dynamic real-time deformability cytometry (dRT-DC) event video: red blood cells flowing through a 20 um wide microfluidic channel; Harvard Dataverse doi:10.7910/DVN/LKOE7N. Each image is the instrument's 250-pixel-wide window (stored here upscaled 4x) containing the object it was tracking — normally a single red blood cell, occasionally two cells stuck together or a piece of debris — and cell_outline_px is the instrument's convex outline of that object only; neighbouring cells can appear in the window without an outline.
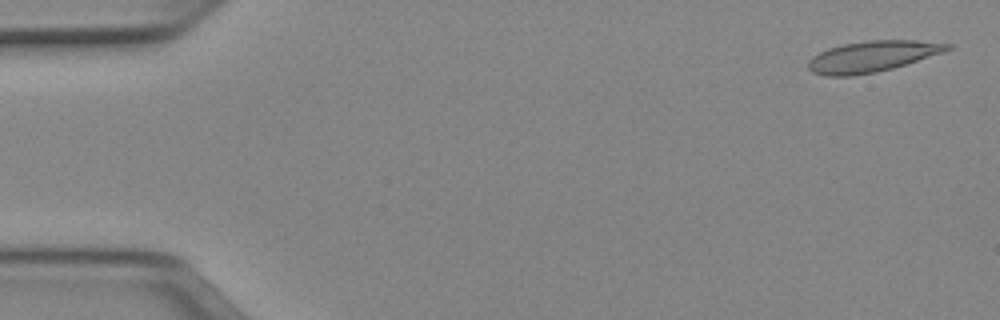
{"species": "Egyptian fruit bat (a non-hibernating species)", "species_latin": "Rousettus aegyptiacus", "temperature_condition": "cold", "stored_images_in_passage": 51, "camera_frame_rate_fps": 3000, "um_per_image_px": 0.085, "animal": {"sex": "female"}, "frame": {"image": 1, "passage_image": 2, "time_ms": 0.333, "image_size_px": [1000, 320], "cell_outline_px": [[952, 48], [944, 52], [892, 68], [876, 72], [852, 76], [824, 76], [812, 72], [808, 68], [808, 60], [812, 56], [828, 48], [844, 44], [868, 40], [916, 40], [952, 44]], "centroid_in_image_um": [74.11, 4.8], "position_along_channel_um": 10.9, "area_um2": 25.09}}
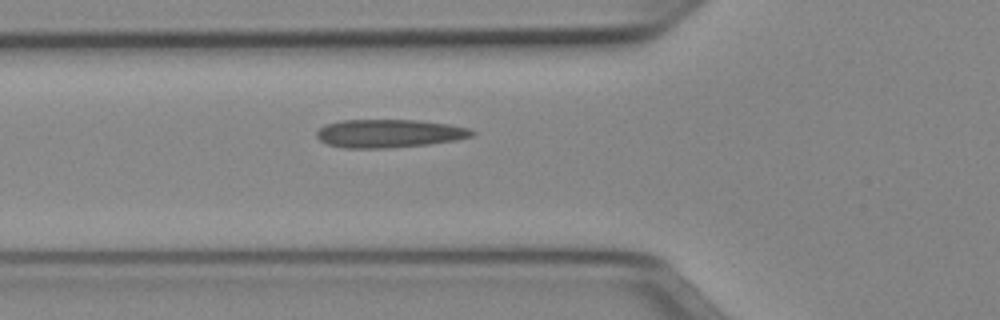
{"frame": {"image": 2, "passage_image": 18, "time_ms": 5.667, "image_size_px": [1000, 320], "cell_outline_px": [[476, 132], [472, 136], [456, 140], [428, 144], [388, 148], [344, 148], [328, 144], [320, 140], [316, 136], [316, 132], [324, 124], [340, 120], [416, 120], [448, 124], [472, 128]], "centroid_in_image_um": [33.08, 11.34], "position_along_channel_um": 92.7, "area_um2": 25.66}}
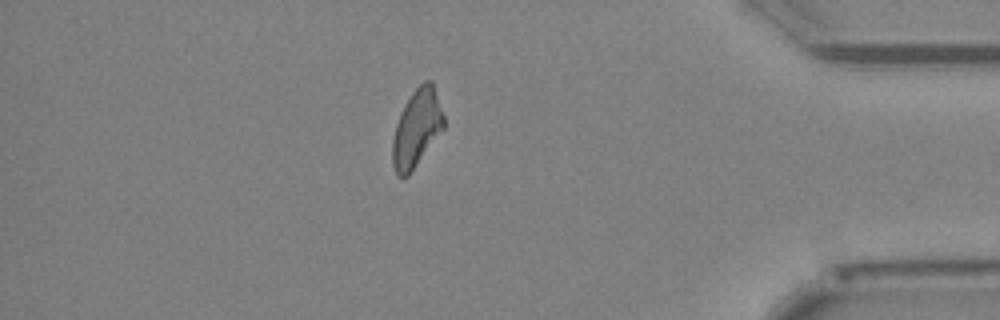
{"frame": {"image": 3, "passage_image": 44, "time_ms": 14.333, "image_size_px": [1000, 320], "cell_outline_px": [[444, 128], [408, 176], [396, 176], [392, 164], [392, 140], [396, 124], [400, 112], [404, 104], [412, 92], [424, 80], [432, 80], [444, 116]], "centroid_in_image_um": [35.4, 10.89], "position_along_channel_um": 399.8, "area_um2": 23.12}, "authors_computed_cell_mechanics": {"area_um2": 24.3338, "velocity_mm_per_s": 3.9629, "shape_relaxation_time_tau1_ms": null, "shape_relaxation_time_tau2_ms": 3.3944, "deformation_change_tau1": null, "deformation_change_tau2": 0.1095}}